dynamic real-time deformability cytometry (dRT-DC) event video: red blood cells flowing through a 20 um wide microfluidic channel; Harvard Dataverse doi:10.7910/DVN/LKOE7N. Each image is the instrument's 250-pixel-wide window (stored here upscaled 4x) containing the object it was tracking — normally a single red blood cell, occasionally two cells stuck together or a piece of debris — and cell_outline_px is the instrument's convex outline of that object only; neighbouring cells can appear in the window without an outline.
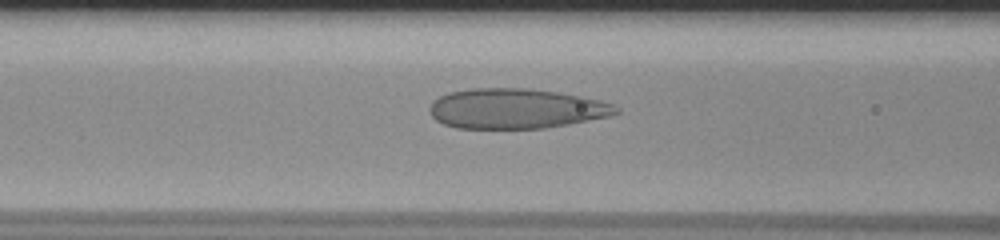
{"species": "human", "species_latin": "Homo sapiens", "temperature_condition": "room temperature", "stored_images_in_passage": 57, "camera_frame_rate_fps": 3000, "um_per_image_px": 0.085, "donor": {"sex": "male"}, "frame": {"image": 1, "passage_image": 25, "time_ms": 8.0, "image_size_px": [1000, 240], "cell_outline_px": [[620, 112], [608, 116], [568, 124], [544, 128], [456, 128], [444, 124], [436, 120], [432, 116], [432, 104], [440, 96], [448, 92], [472, 88], [528, 88], [556, 92], [580, 96], [600, 100], [612, 104], [620, 108]], "centroid_in_image_um": [43.88, 9.23], "position_along_channel_um": 122.7, "area_um2": 43.12}}
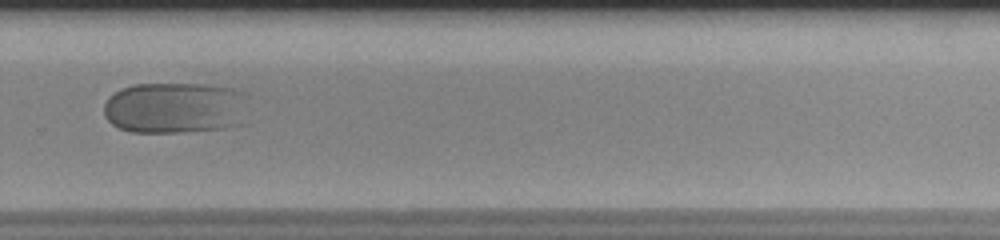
{"frame": {"image": 2, "passage_image": 41, "time_ms": 13.333, "image_size_px": [1000, 240], "cell_outline_px": [[248, 92], [244, 124], [224, 128], [180, 132], [132, 132], [120, 128], [112, 124], [104, 116], [104, 104], [120, 88], [136, 84], [208, 84], [232, 88]], "centroid_in_image_um": [14.96, 9.16], "position_along_channel_um": 314.8, "area_um2": 43.87}}
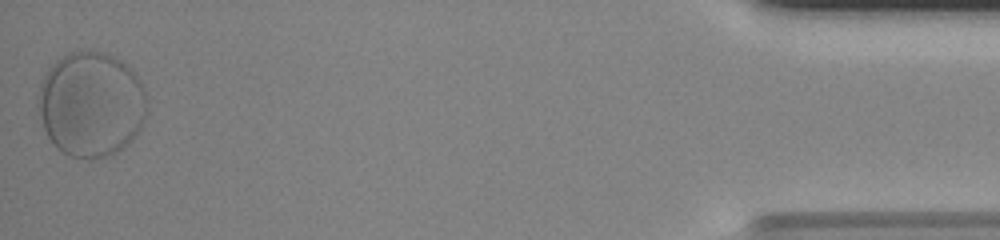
{"frame": {"image": 3, "passage_image": 57, "time_ms": 18.667, "image_size_px": [1000, 240], "cell_outline_px": [[148, 112], [140, 128], [120, 152], [112, 156], [88, 160], [72, 156], [56, 148], [48, 136], [44, 128], [40, 108], [40, 84], [48, 68], [56, 60], [68, 52], [104, 52], [120, 60], [140, 80], [144, 88], [148, 100]], "centroid_in_image_um": [7.78, 8.89], "position_along_channel_um": 427.4, "area_um2": 66.53}}